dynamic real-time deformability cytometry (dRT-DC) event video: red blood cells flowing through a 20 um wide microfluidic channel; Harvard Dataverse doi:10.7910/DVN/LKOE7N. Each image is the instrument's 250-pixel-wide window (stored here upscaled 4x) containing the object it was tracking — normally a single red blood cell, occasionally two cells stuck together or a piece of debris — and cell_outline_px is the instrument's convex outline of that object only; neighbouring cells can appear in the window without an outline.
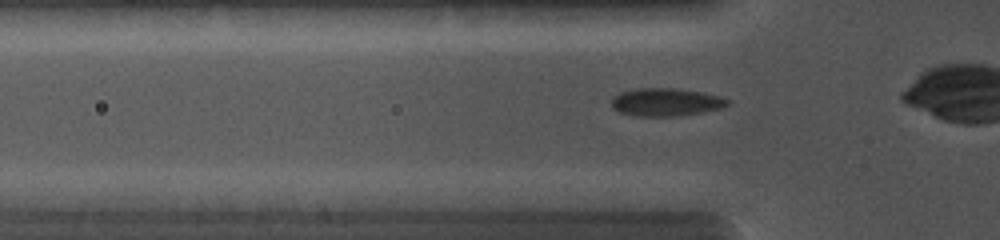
{"species": "common noctule bat (a hibernating species)", "species_latin": "Nyctalus noctula", "temperature_condition": "cold", "stored_images_in_passage": 47, "camera_frame_rate_fps": 5000, "um_per_image_px": 0.085, "animal": {"sex": "female", "body_mass_g": 19.0, "forearm_length_mm": 56.7}, "frame": {"image": 1, "passage_image": 7, "time_ms": 0.8, "image_size_px": [1000, 240], "cell_outline_px": [[728, 104], [720, 108], [704, 112], [676, 116], [636, 116], [620, 112], [612, 108], [612, 96], [620, 92], [636, 88], [672, 88], [700, 92], [716, 96], [728, 100]], "centroid_in_image_um": [56.52, 8.68], "position_along_channel_um": 69.3, "area_um2": 18.67}}
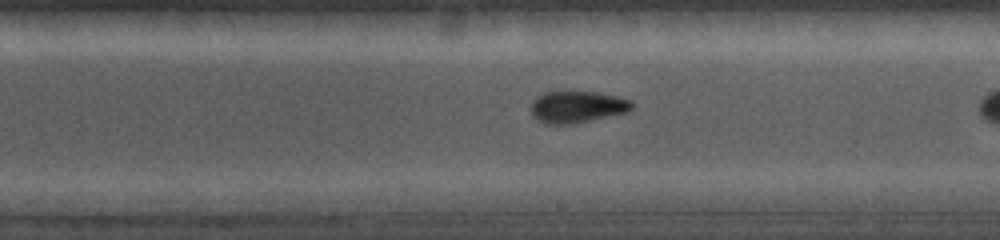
{"frame": {"image": 2, "passage_image": 29, "time_ms": 4.6, "image_size_px": [1000, 240], "cell_outline_px": [[636, 104], [628, 112], [576, 124], [544, 124], [536, 120], [532, 116], [532, 100], [536, 96], [544, 92], [600, 92], [632, 100]], "centroid_in_image_um": [49.08, 9.1], "position_along_channel_um": 239.9, "area_um2": 19.07}}
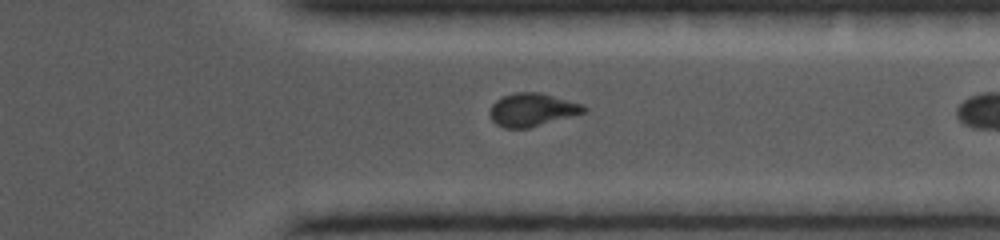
{"frame": {"image": 3, "passage_image": 41, "time_ms": 7.4, "image_size_px": [1000, 240], "cell_outline_px": [[588, 108], [584, 112], [528, 128], [504, 128], [496, 124], [492, 120], [488, 112], [492, 104], [496, 100], [504, 96], [516, 92], [536, 92], [584, 104]], "centroid_in_image_um": [45.19, 9.33], "position_along_channel_um": 366.2, "area_um2": 17.86}}